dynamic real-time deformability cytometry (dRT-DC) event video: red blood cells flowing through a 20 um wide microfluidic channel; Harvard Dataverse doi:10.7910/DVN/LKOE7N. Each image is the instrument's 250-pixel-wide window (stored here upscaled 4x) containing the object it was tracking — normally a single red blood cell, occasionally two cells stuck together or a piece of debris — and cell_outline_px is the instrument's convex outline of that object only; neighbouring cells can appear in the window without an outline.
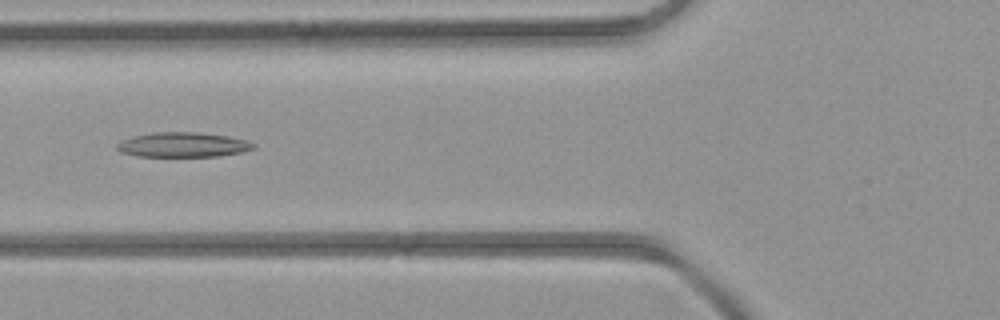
{"species": "common noctule bat (a hibernating species)", "species_latin": "Nyctalus noctula", "temperature_condition": "room temperature", "stored_images_in_passage": 4, "camera_frame_rate_fps": 3000, "um_per_image_px": 0.085, "animal": {"sex": "female", "body_mass_g": 21.9}, "frame": {"image": 1, "passage_image": 3, "time_ms": 2.667, "image_size_px": [1000, 320], "cell_outline_px": [[256, 148], [240, 152], [220, 156], [136, 156], [120, 152], [116, 148], [116, 144], [120, 140], [132, 136], [152, 132], [196, 132], [228, 136], [244, 140], [256, 144]], "centroid_in_image_um": [15.5, 12.3], "position_along_channel_um": 110.3, "area_um2": 19.77}}
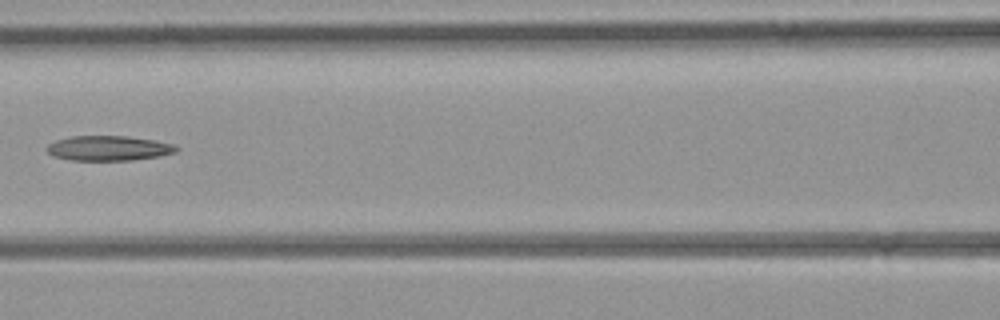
{"frame": {"image": 2, "passage_image": 4, "time_ms": 3.667, "image_size_px": [1000, 320], "cell_outline_px": [[180, 148], [176, 152], [156, 156], [132, 160], [68, 160], [52, 156], [44, 148], [48, 144], [56, 140], [72, 136], [128, 136], [152, 140], [172, 144]], "centroid_in_image_um": [9.17, 12.6], "position_along_channel_um": 157.4, "area_um2": 18.73}}